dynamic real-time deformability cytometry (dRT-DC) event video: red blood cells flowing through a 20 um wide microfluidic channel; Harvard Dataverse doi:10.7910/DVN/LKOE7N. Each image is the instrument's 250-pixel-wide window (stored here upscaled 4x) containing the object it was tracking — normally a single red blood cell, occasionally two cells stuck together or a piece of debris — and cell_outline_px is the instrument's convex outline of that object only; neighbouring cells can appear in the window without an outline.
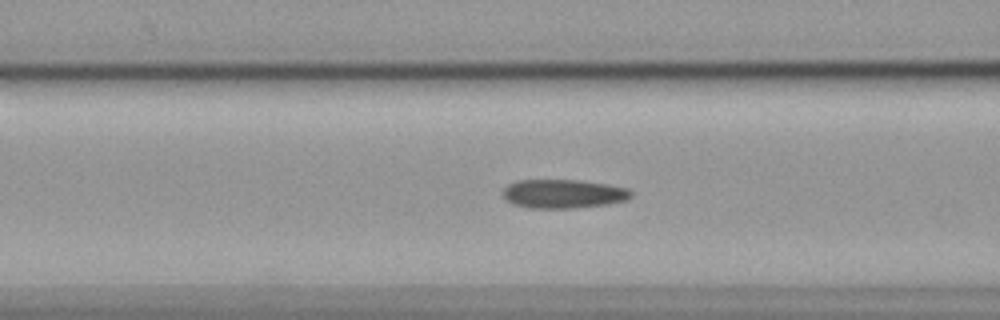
{"species": "common noctule bat (a hibernating species)", "species_latin": "Nyctalus noctula", "temperature_condition": "cold", "stored_images_in_passage": 56, "camera_frame_rate_fps": 3000, "um_per_image_px": 0.085, "animal": {"sex": "female", "body_mass_g": 19.9}, "frame": {"image": 1, "passage_image": 22, "time_ms": 7.0, "image_size_px": [1000, 320], "cell_outline_px": [[632, 196], [628, 200], [608, 204], [576, 208], [528, 208], [512, 204], [504, 196], [504, 188], [508, 184], [520, 180], [580, 180], [608, 184], [628, 188], [632, 192]], "centroid_in_image_um": [47.93, 16.47], "position_along_channel_um": 118.7, "area_um2": 21.68}}
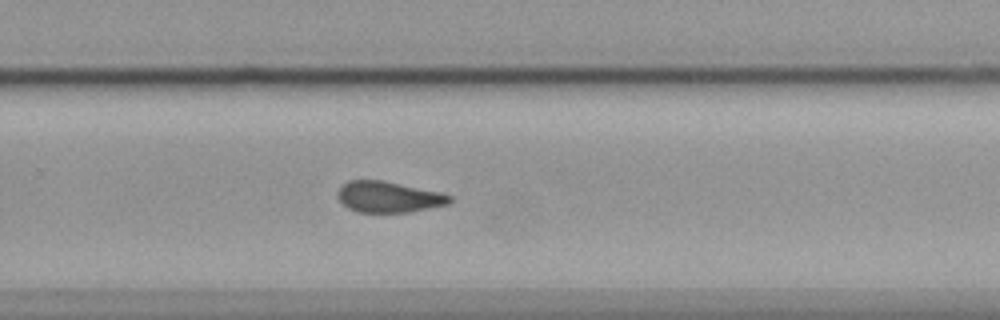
{"frame": {"image": 2, "passage_image": 37, "time_ms": 12.0, "image_size_px": [1000, 320], "cell_outline_px": [[452, 200], [448, 204], [408, 212], [356, 212], [348, 208], [340, 200], [336, 192], [348, 180], [384, 180], [440, 192], [452, 196]], "centroid_in_image_um": [33.02, 16.73], "position_along_channel_um": 296.8, "area_um2": 20.17}}
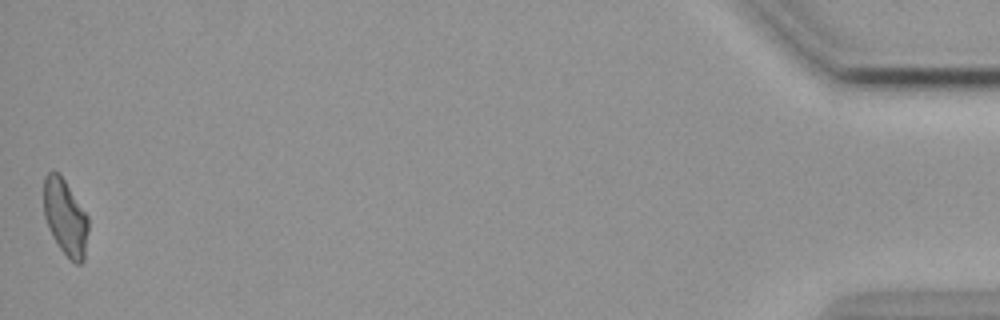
{"frame": {"image": 3, "passage_image": 56, "time_ms": 18.333, "image_size_px": [1000, 320], "cell_outline_px": [[88, 232], [84, 260], [80, 264], [76, 264], [60, 248], [52, 236], [44, 216], [44, 176], [48, 172], [60, 172], [88, 216]], "centroid_in_image_um": [5.56, 18.45], "position_along_channel_um": 429.6, "area_um2": 19.77}, "authors_computed_cell_mechanics": {"area_um2": 20.9814, "velocity_mm_per_s": 3.5791, "shape_relaxation_time_tau1_ms": null, "shape_relaxation_time_tau2_ms": 3.2497, "deformation_change_tau1": null, "deformation_change_tau2": 0.0826}}